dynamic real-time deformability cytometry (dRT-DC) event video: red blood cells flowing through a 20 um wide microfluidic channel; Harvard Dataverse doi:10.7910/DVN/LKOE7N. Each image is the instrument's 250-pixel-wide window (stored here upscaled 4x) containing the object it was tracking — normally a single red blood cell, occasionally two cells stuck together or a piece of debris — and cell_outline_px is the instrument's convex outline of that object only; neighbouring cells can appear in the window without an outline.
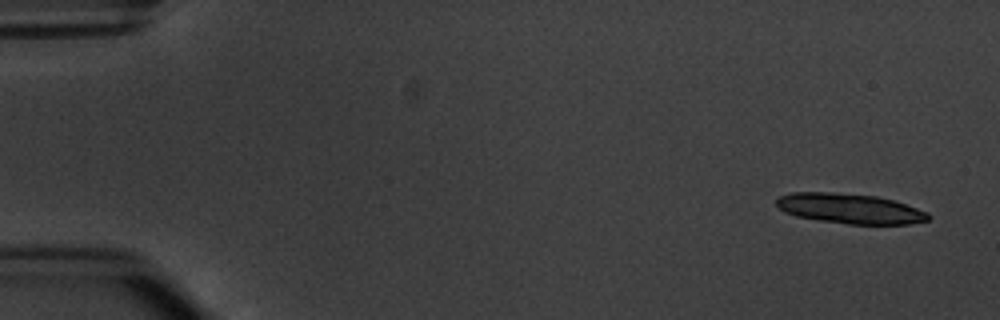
{"species": "common noctule bat (a hibernating species)", "species_latin": "Nyctalus noctula", "temperature_condition": "warm", "stored_images_in_passage": 6, "camera_frame_rate_fps": 3000, "um_per_image_px": 0.085, "animal": {"sex": "male", "body_mass_g": 20.1, "forearm_length_mm": 53.5}, "frame": {"image": 1, "passage_image": 1, "time_ms": 0.0, "image_size_px": [1000, 320], "cell_outline_px": [[932, 216], [928, 220], [908, 224], [848, 224], [820, 220], [796, 216], [784, 212], [776, 204], [776, 200], [780, 196], [792, 192], [832, 192], [876, 196], [892, 200], [928, 212]], "centroid_in_image_um": [72.23, 17.73], "position_along_channel_um": 12.8, "area_um2": 26.41}}
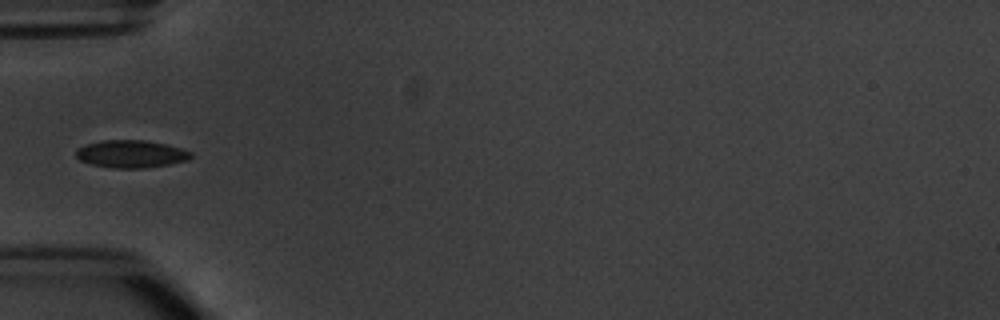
{"frame": {"image": 2, "passage_image": 5, "time_ms": 5.333, "image_size_px": [1000, 320], "cell_outline_px": [[192, 156], [188, 160], [168, 164], [144, 168], [112, 168], [92, 164], [80, 160], [76, 156], [76, 148], [84, 144], [100, 140], [144, 140], [164, 144], [180, 148], [192, 152]], "centroid_in_image_um": [11.1, 13.08], "position_along_channel_um": 73.9, "area_um2": 18.44}}